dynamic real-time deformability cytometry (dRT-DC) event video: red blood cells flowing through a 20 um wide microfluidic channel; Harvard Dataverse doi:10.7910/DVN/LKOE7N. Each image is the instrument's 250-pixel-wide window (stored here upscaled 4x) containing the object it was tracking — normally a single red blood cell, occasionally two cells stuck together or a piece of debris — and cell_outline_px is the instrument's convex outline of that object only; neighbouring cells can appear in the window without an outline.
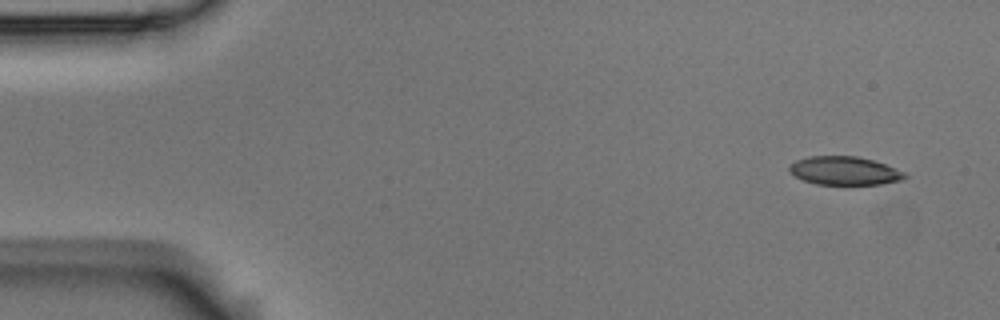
{"species": "Egyptian fruit bat (a non-hibernating species)", "species_latin": "Rousettus aegyptiacus", "temperature_condition": "room temperature", "stored_images_in_passage": 4, "camera_frame_rate_fps": 3000, "um_per_image_px": 0.085, "animal": {"sex": "male"}, "frame": {"image": 1, "passage_image": 1, "time_ms": 0.0, "image_size_px": [1000, 320], "cell_outline_px": [[908, 176], [904, 180], [880, 184], [816, 184], [804, 180], [788, 172], [788, 164], [796, 160], [808, 156], [856, 156], [872, 160], [884, 164], [904, 172]], "centroid_in_image_um": [71.75, 14.51], "position_along_channel_um": 13.3, "area_um2": 19.13}}
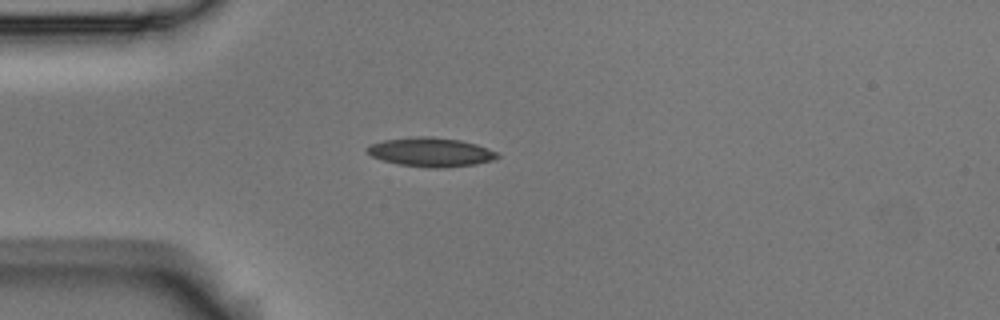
{"frame": {"image": 2, "passage_image": 4, "time_ms": 1.0, "image_size_px": [1000, 320], "cell_outline_px": [[500, 156], [492, 160], [476, 164], [440, 168], [428, 168], [400, 164], [384, 160], [372, 156], [364, 148], [368, 144], [384, 140], [416, 136], [432, 136], [460, 140], [476, 144], [500, 152]], "centroid_in_image_um": [36.63, 12.92], "position_along_channel_um": 48.4, "area_um2": 22.14}}